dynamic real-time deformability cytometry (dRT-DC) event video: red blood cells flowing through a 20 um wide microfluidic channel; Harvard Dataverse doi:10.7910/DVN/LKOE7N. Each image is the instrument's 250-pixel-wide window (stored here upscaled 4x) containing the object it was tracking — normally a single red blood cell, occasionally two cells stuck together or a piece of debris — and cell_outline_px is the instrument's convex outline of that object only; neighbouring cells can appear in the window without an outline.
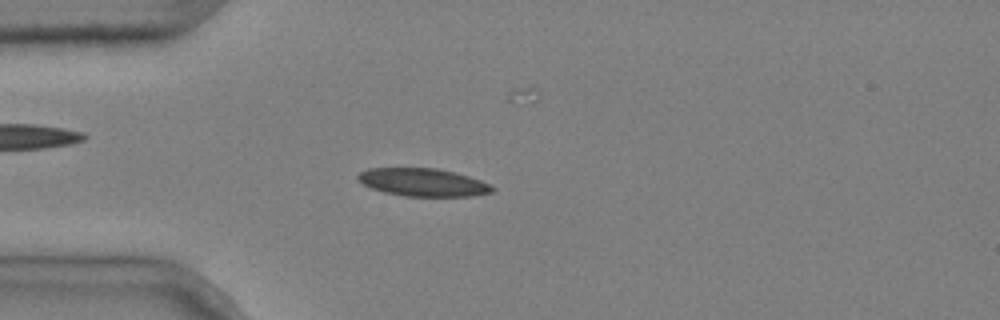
{"species": "common noctule bat (a hibernating species)", "species_latin": "Nyctalus noctula", "temperature_condition": "cold", "stored_images_in_passage": 5, "camera_frame_rate_fps": 3000, "um_per_image_px": 0.085, "animal": {"sex": "male", "body_mass_g": 20.4}, "frame": {"image": 1, "passage_image": 3, "time_ms": 0.667, "image_size_px": [1000, 320], "cell_outline_px": [[496, 188], [492, 192], [472, 196], [404, 196], [384, 192], [372, 188], [364, 184], [356, 176], [360, 172], [368, 168], [436, 168], [468, 176], [480, 180]], "centroid_in_image_um": [35.95, 15.5], "position_along_channel_um": 49.0, "area_um2": 21.62}}